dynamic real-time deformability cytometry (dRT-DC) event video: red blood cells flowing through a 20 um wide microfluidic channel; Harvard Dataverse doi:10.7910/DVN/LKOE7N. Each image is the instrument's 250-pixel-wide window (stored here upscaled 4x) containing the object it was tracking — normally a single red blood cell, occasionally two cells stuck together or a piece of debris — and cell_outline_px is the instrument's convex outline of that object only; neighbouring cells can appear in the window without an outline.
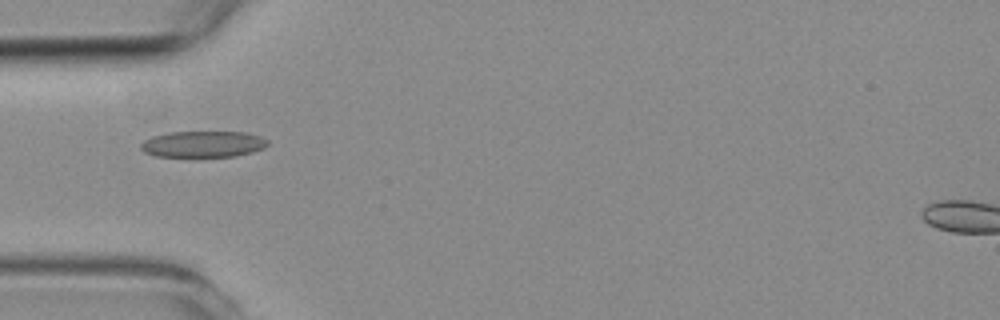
{"species": "common noctule bat (a hibernating species)", "species_latin": "Nyctalus noctula", "temperature_condition": "room temperature", "stored_images_in_passage": 7, "camera_frame_rate_fps": 3000, "um_per_image_px": 0.085, "animal": {"sex": "female", "body_mass_g": 19.3, "forearm_length_mm": 54.1}, "frame": {"image": 1, "passage_image": 1, "time_ms": 0.0, "image_size_px": [1000, 320], "cell_outline_px": [[268, 144], [264, 148], [252, 152], [236, 156], [156, 156], [144, 152], [140, 148], [140, 144], [144, 140], [152, 136], [168, 132], [248, 132], [260, 136], [268, 140]], "centroid_in_image_um": [17.26, 12.24], "position_along_channel_um": 67.7, "area_um2": 19.42}}
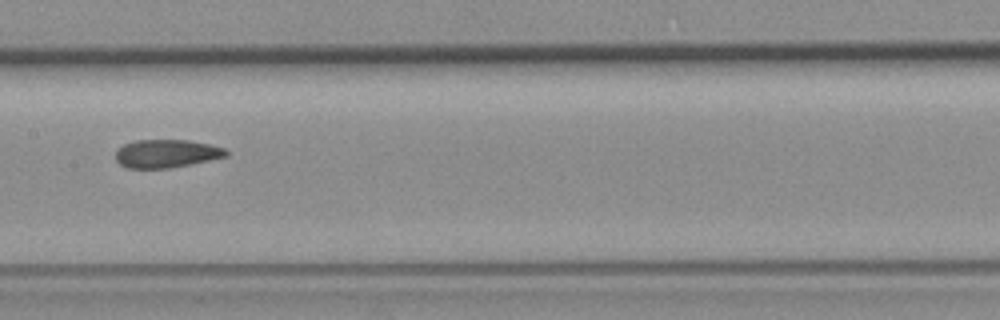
{"frame": {"image": 2, "passage_image": 4, "time_ms": 3.333, "image_size_px": [1000, 320], "cell_outline_px": [[228, 156], [168, 168], [128, 168], [120, 164], [116, 160], [116, 152], [124, 144], [136, 140], [188, 140], [208, 144], [224, 148], [228, 152]], "centroid_in_image_um": [14.14, 13.05], "position_along_channel_um": 193.3, "area_um2": 17.86}}
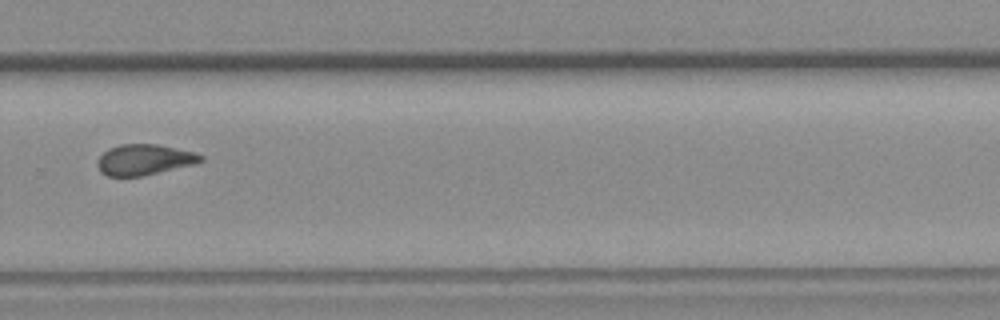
{"frame": {"image": 3, "passage_image": 7, "time_ms": 6.667, "image_size_px": [1000, 320], "cell_outline_px": [[204, 160], [192, 164], [140, 176], [108, 176], [100, 172], [96, 164], [100, 156], [108, 148], [120, 144], [156, 144], [176, 148], [192, 152], [204, 156]], "centroid_in_image_um": [12.21, 13.56], "position_along_channel_um": 317.6, "area_um2": 18.21}}